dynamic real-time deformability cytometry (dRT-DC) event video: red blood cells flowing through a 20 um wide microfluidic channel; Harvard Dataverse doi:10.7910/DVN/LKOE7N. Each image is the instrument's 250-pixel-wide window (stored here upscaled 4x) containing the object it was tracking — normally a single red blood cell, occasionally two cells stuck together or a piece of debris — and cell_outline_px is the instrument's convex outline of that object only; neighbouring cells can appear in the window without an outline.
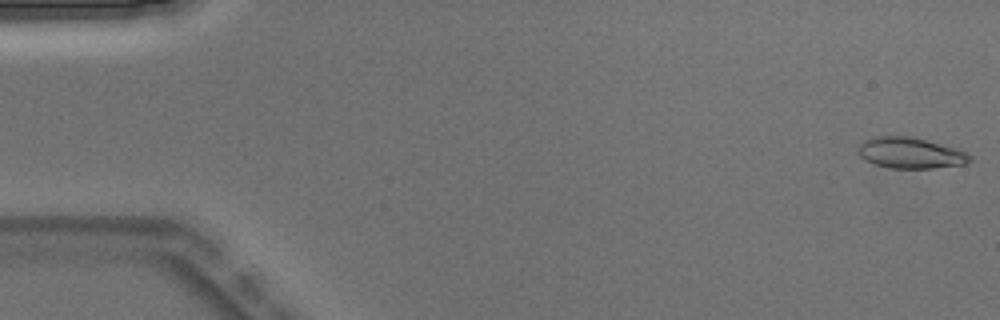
{"species": "Egyptian fruit bat (a non-hibernating species)", "species_latin": "Rousettus aegyptiacus", "temperature_condition": "warm", "stored_images_in_passage": 6, "camera_frame_rate_fps": 3000, "um_per_image_px": 0.085, "animal": {"sex": "male"}, "frame": {"image": 1, "passage_image": 1, "time_ms": 0.0, "image_size_px": [1000, 320], "cell_outline_px": [[972, 160], [968, 164], [932, 168], [892, 168], [872, 164], [864, 160], [860, 156], [860, 144], [864, 140], [872, 136], [908, 136], [928, 140], [956, 148], [968, 152], [972, 156]], "centroid_in_image_um": [77.43, 13.0], "position_along_channel_um": 7.6, "area_um2": 20.35}}